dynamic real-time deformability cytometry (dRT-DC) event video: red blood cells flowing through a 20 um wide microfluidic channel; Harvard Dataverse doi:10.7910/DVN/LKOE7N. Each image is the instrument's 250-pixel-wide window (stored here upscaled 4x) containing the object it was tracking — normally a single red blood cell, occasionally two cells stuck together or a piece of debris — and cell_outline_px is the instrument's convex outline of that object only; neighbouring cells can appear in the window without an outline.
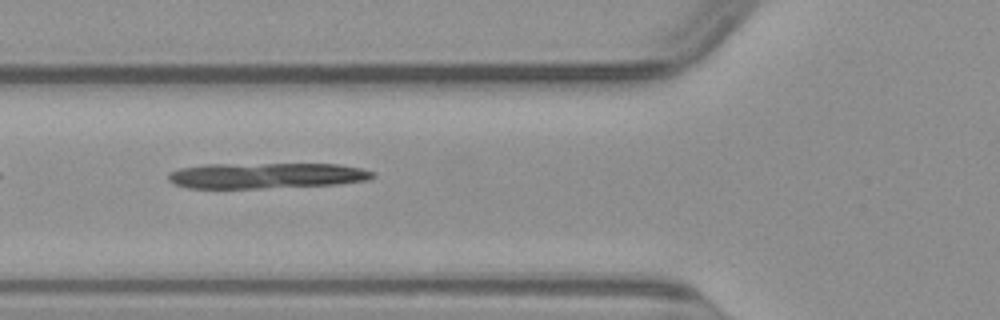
{"species": "common noctule bat (a hibernating species)", "species_latin": "Nyctalus noctula", "temperature_condition": "warm", "stored_images_in_passage": 30, "camera_frame_rate_fps": 3000, "um_per_image_px": 0.085, "animal": {"sex": "male", "body_mass_g": 23.1, "forearm_length_mm": 52.7}, "frame": {"image": 1, "passage_image": 4, "time_ms": 1.0, "image_size_px": [1000, 320], "cell_outline_px": [[376, 176], [368, 180], [340, 184], [260, 188], [188, 188], [176, 184], [168, 180], [168, 172], [180, 168], [204, 164], [340, 164], [360, 168], [376, 172]], "centroid_in_image_um": [22.66, 14.92], "position_along_channel_um": 103.1, "area_um2": 30.75}}
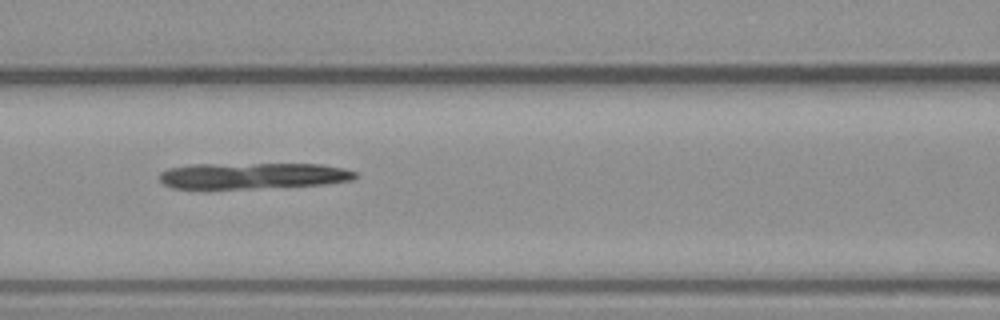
{"frame": {"image": 2, "passage_image": 7, "time_ms": 2.0, "image_size_px": [1000, 320], "cell_outline_px": [[360, 176], [352, 180], [324, 184], [252, 188], [172, 188], [164, 184], [160, 180], [160, 172], [168, 168], [192, 164], [320, 164], [344, 168], [356, 172]], "centroid_in_image_um": [21.51, 14.93], "position_along_channel_um": 145.1, "area_um2": 29.71}}
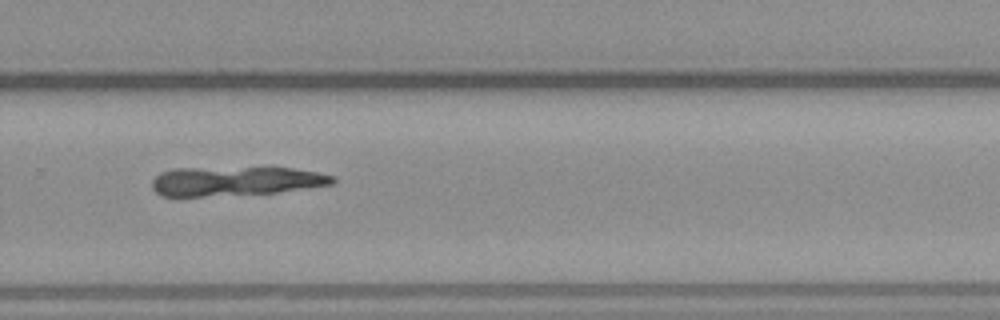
{"frame": {"image": 3, "passage_image": 19, "time_ms": 6.0, "image_size_px": [1000, 320], "cell_outline_px": [[336, 180], [332, 184], [276, 192], [204, 196], [160, 196], [152, 188], [152, 180], [160, 172], [176, 168], [292, 168], [316, 172], [336, 176]], "centroid_in_image_um": [19.99, 15.39], "position_along_channel_um": 309.8, "area_um2": 30.4}}